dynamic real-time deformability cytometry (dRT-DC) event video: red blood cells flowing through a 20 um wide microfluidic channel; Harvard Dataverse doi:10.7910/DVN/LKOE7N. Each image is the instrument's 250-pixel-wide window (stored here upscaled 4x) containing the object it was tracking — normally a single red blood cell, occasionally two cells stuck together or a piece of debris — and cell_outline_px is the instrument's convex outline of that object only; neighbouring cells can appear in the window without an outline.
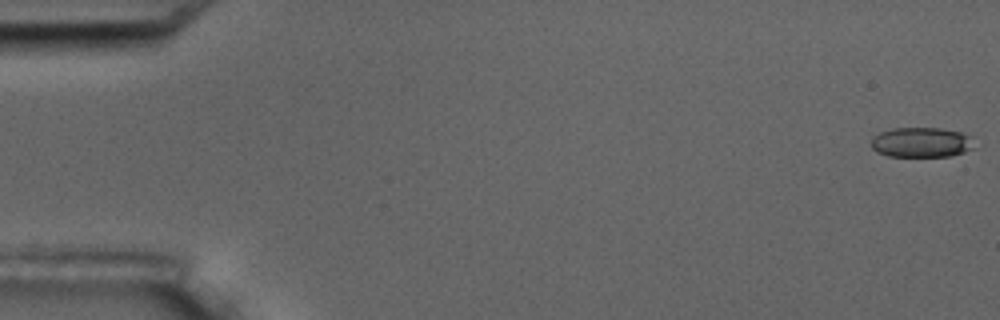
{"species": "common noctule bat (a hibernating species)", "species_latin": "Nyctalus noctula", "temperature_condition": "room temperature", "stored_images_in_passage": 5, "camera_frame_rate_fps": 3000, "um_per_image_px": 0.085, "animal": {"sex": "male", "body_mass_g": 17.5, "forearm_length_mm": 52.3}, "frame": {"image": 1, "passage_image": 1, "time_ms": 0.0, "image_size_px": [1000, 320], "cell_outline_px": [[972, 148], [964, 152], [952, 156], [888, 156], [876, 152], [872, 148], [872, 140], [880, 132], [892, 128], [940, 128], [960, 132], [972, 136]], "centroid_in_image_um": [78.32, 12.1], "position_along_channel_um": 6.7, "area_um2": 17.92}}
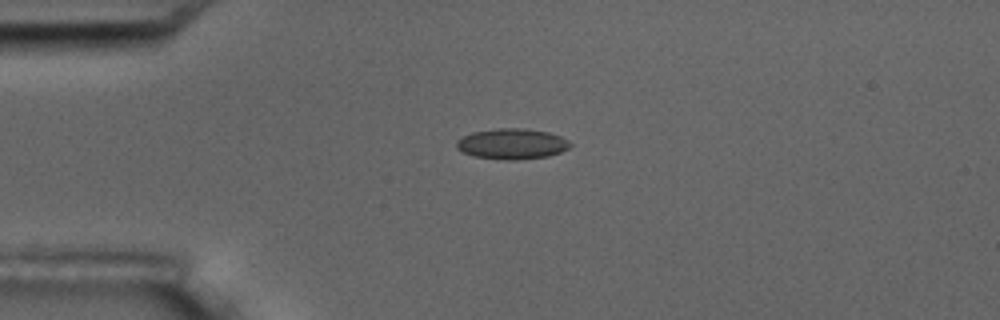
{"frame": {"image": 2, "passage_image": 4, "time_ms": 4.333, "image_size_px": [1000, 320], "cell_outline_px": [[572, 144], [568, 148], [560, 152], [548, 156], [516, 160], [508, 160], [476, 156], [464, 152], [456, 148], [456, 140], [472, 132], [496, 128], [524, 128], [548, 132], [560, 136], [568, 140]], "centroid_in_image_um": [43.53, 12.22], "position_along_channel_um": 41.5, "area_um2": 20.17}}